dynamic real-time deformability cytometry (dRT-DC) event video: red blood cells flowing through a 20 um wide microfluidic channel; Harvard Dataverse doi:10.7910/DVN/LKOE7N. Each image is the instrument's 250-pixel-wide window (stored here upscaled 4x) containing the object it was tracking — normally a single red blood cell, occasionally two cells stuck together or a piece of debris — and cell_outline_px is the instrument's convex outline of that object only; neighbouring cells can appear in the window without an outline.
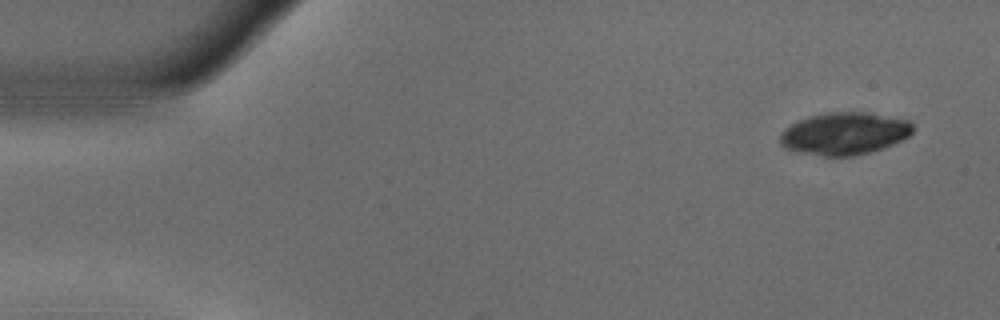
{"species": "common noctule bat (a hibernating species)", "species_latin": "Nyctalus noctula", "temperature_condition": "warm", "stored_images_in_passage": 51, "camera_frame_rate_fps": 3000, "um_per_image_px": 0.085, "animal": {"sex": "male", "body_mass_g": 18.8}, "frame": {"image": 1, "passage_image": 1, "time_ms": 0.0, "image_size_px": [1000, 320], "cell_outline_px": [[912, 132], [908, 136], [892, 144], [868, 152], [852, 156], [824, 156], [800, 152], [784, 148], [780, 144], [780, 132], [784, 128], [808, 116], [824, 112], [872, 112], [908, 120], [912, 124]], "centroid_in_image_um": [71.74, 11.33], "position_along_channel_um": 13.3, "area_um2": 32.71}}
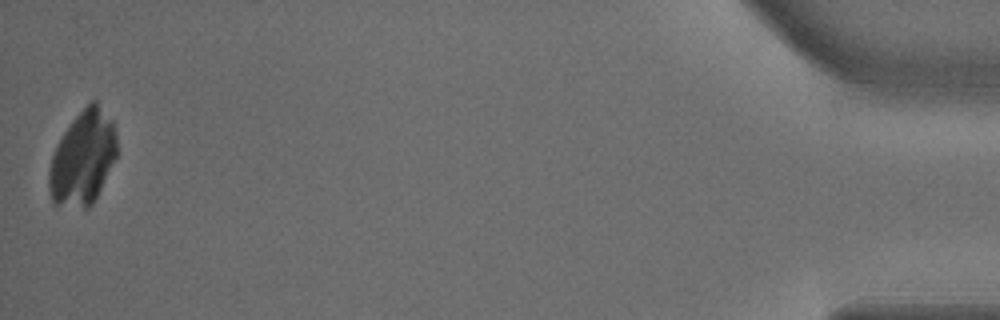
{"frame": {"image": 2, "passage_image": 51, "time_ms": 16.667, "image_size_px": [1000, 320], "cell_outline_px": [[116, 156], [92, 204], [88, 208], [84, 208], [52, 204], [48, 188], [48, 172], [52, 156], [64, 132], [72, 120], [92, 100], [96, 100], [112, 120], [116, 132]], "centroid_in_image_um": [7.02, 13.45], "position_along_channel_um": 428.2, "area_um2": 36.82}}